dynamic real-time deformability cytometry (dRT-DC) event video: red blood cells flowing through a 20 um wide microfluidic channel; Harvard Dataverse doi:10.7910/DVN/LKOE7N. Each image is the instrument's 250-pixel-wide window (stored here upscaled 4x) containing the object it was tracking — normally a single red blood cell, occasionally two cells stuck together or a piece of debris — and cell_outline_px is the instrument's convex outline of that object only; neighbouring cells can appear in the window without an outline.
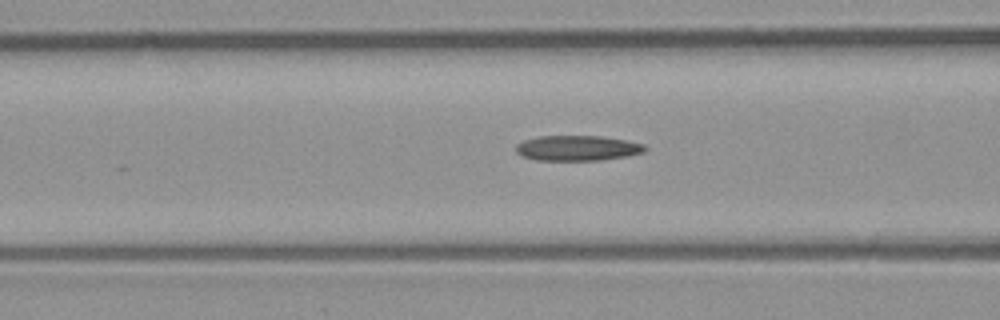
{"species": "common noctule bat (a hibernating species)", "species_latin": "Nyctalus noctula", "temperature_condition": "room temperature", "stored_images_in_passage": 24, "camera_frame_rate_fps": 3000, "um_per_image_px": 0.085, "animal": {"sex": "male", "body_mass_g": 23.1, "forearm_length_mm": 52.7}, "frame": {"image": 1, "passage_image": 4, "time_ms": 1.0, "image_size_px": [1000, 320], "cell_outline_px": [[648, 148], [644, 152], [628, 156], [600, 160], [536, 160], [524, 156], [516, 152], [516, 144], [524, 140], [540, 136], [600, 136], [624, 140], [644, 144]], "centroid_in_image_um": [49.1, 12.59], "position_along_channel_um": 117.5, "area_um2": 18.9}}
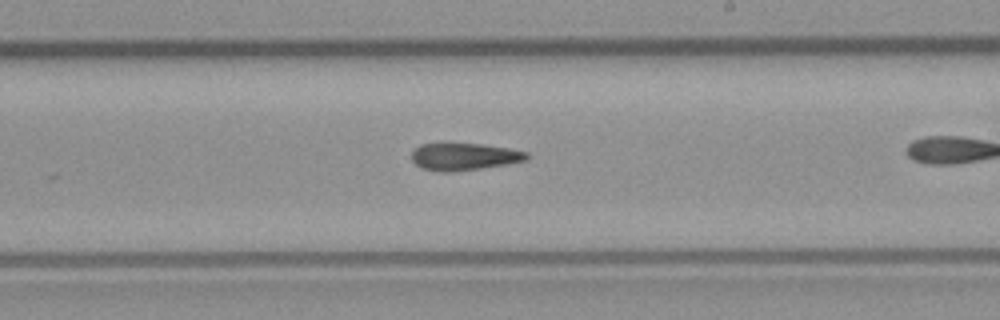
{"frame": {"image": 2, "passage_image": 14, "time_ms": 4.333, "image_size_px": [1000, 320], "cell_outline_px": [[528, 156], [524, 160], [504, 164], [480, 168], [452, 172], [440, 172], [420, 168], [412, 160], [412, 148], [420, 144], [448, 140], [480, 144], [508, 148], [528, 152]], "centroid_in_image_um": [39.32, 13.26], "position_along_channel_um": 249.7, "area_um2": 18.9}}
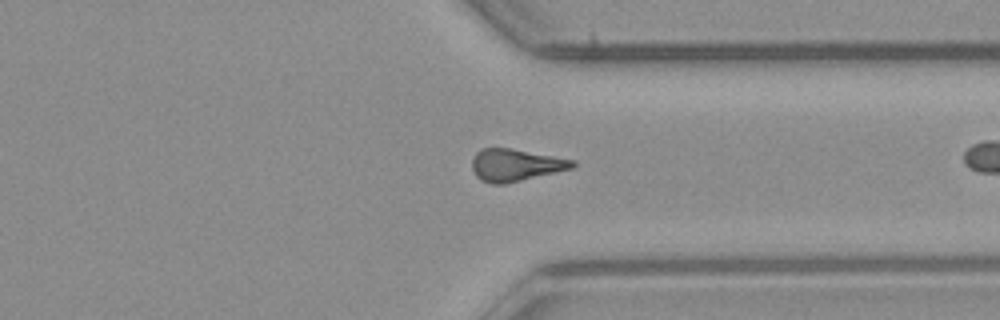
{"frame": {"image": 3, "passage_image": 23, "time_ms": 7.333, "image_size_px": [1000, 320], "cell_outline_px": [[576, 164], [572, 168], [504, 184], [492, 184], [480, 180], [476, 176], [472, 168], [472, 160], [476, 152], [484, 148], [512, 148], [576, 160]], "centroid_in_image_um": [43.81, 14.02], "position_along_channel_um": 367.6, "area_um2": 18.79}}